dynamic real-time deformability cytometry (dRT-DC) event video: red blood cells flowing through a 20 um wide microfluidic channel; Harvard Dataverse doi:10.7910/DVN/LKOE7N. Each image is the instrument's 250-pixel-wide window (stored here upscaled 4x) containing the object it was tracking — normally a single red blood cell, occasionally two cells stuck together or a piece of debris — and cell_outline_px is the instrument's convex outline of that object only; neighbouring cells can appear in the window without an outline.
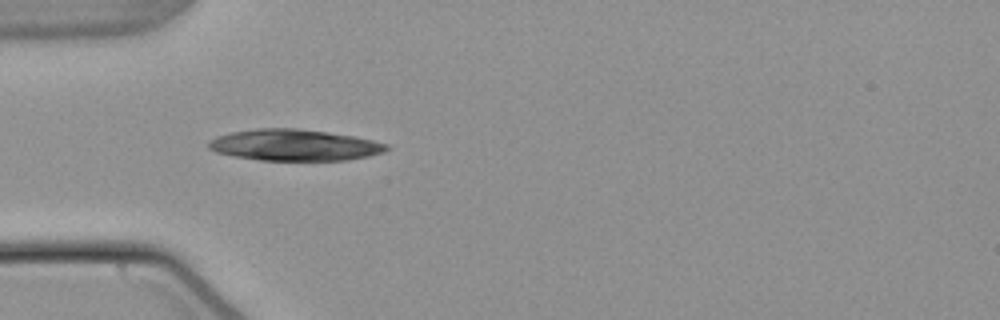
{"species": "common noctule bat (a hibernating species)", "species_latin": "Nyctalus noctula", "temperature_condition": "warm", "stored_images_in_passage": 11, "camera_frame_rate_fps": 3000, "um_per_image_px": 0.085, "animal": {"sex": "male", "body_mass_g": 21.5, "forearm_length_mm": 52.0}, "frame": {"image": 1, "passage_image": 1, "time_ms": 0.0, "image_size_px": [1000, 320], "cell_outline_px": [[392, 148], [384, 152], [368, 156], [348, 160], [260, 160], [236, 156], [216, 152], [208, 148], [208, 140], [216, 136], [232, 132], [256, 128], [296, 128], [328, 132], [356, 136], [388, 144]], "centroid_in_image_um": [25.05, 12.32], "position_along_channel_um": 60.0, "area_um2": 32.6}}
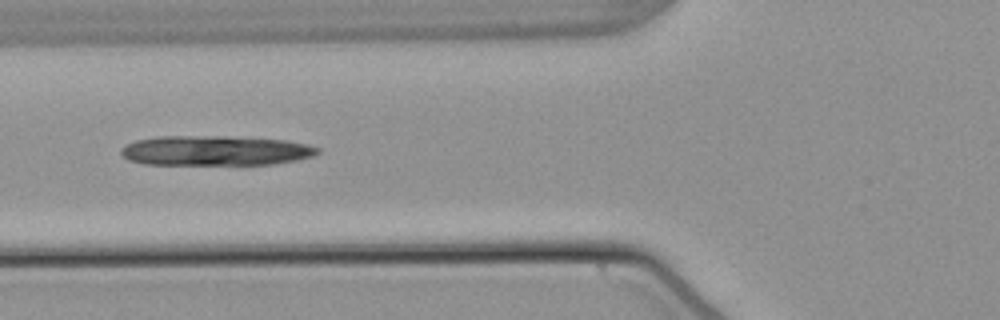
{"frame": {"image": 2, "passage_image": 5, "time_ms": 1.333, "image_size_px": [1000, 320], "cell_outline_px": [[320, 152], [312, 156], [296, 160], [272, 164], [144, 164], [128, 160], [120, 152], [120, 148], [136, 140], [156, 136], [224, 136], [288, 140], [308, 144], [320, 148]], "centroid_in_image_um": [18.31, 12.79], "position_along_channel_um": 107.5, "area_um2": 34.28}}
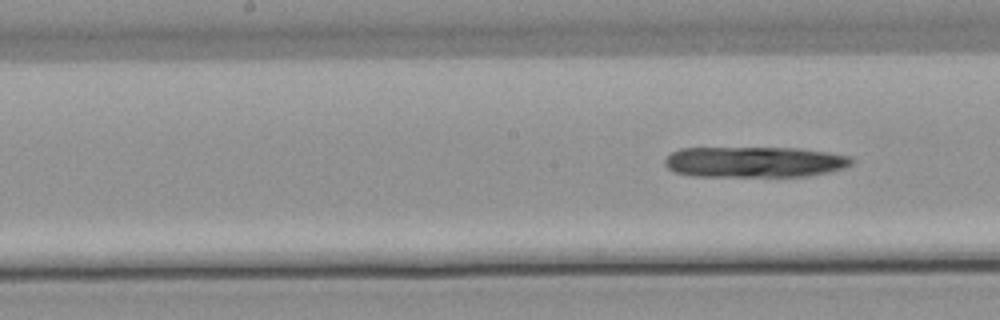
{"frame": {"image": 3, "passage_image": 11, "time_ms": 3.333, "image_size_px": [1000, 320], "cell_outline_px": [[856, 160], [852, 164], [844, 168], [828, 172], [808, 176], [692, 176], [672, 172], [664, 164], [664, 160], [672, 152], [680, 148], [800, 148], [828, 152], [852, 156]], "centroid_in_image_um": [64.16, 13.76], "position_along_channel_um": 184.0, "area_um2": 33.81}}